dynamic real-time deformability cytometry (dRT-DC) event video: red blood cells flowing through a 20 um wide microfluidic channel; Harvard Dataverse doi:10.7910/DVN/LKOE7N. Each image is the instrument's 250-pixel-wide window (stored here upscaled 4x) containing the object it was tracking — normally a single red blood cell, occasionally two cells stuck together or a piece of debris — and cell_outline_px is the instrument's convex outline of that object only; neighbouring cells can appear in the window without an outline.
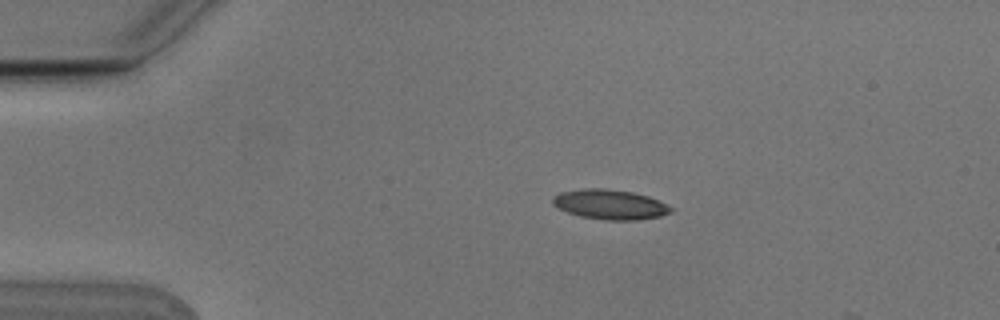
{"species": "Egyptian fruit bat (a non-hibernating species)", "species_latin": "Rousettus aegyptiacus", "temperature_condition": "cold", "stored_images_in_passage": 5, "camera_frame_rate_fps": 3000, "um_per_image_px": 0.085, "animal": {"sex": "male"}, "frame": {"image": 1, "passage_image": 3, "time_ms": 0.667, "image_size_px": [1000, 320], "cell_outline_px": [[672, 212], [660, 216], [636, 220], [604, 220], [580, 216], [568, 212], [552, 204], [552, 196], [560, 192], [584, 188], [608, 188], [632, 192], [648, 196], [660, 200], [672, 208]], "centroid_in_image_um": [51.85, 17.37], "position_along_channel_um": 33.2, "area_um2": 20.63}}